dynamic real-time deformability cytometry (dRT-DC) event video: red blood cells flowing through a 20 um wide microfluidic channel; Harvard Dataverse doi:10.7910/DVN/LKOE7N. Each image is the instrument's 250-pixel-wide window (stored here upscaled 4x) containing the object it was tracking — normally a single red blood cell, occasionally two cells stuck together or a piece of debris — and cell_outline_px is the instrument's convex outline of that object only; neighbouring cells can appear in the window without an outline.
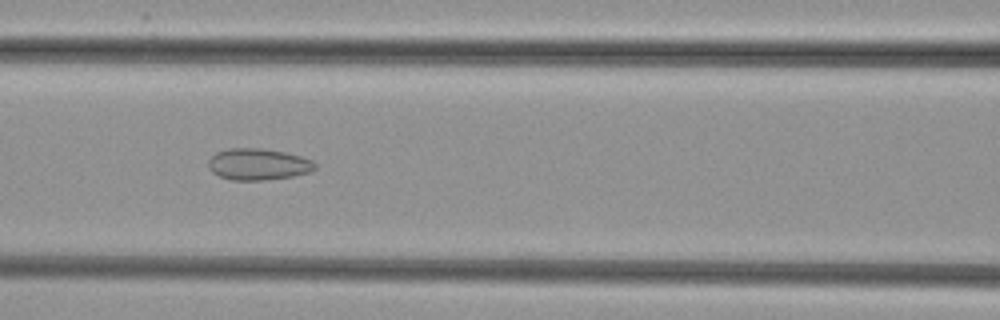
{"species": "common noctule bat (a hibernating species)", "species_latin": "Nyctalus noctula", "temperature_condition": "cold", "stored_images_in_passage": 46, "camera_frame_rate_fps": 3000, "um_per_image_px": 0.085, "animal": {"sex": "female", "body_mass_g": 29.2, "forearm_length_mm": 56.3}, "frame": {"image": 1, "passage_image": 17, "time_ms": 5.333, "image_size_px": [1000, 320], "cell_outline_px": [[316, 168], [308, 172], [292, 176], [260, 180], [232, 180], [220, 176], [212, 172], [208, 168], [208, 160], [216, 152], [228, 148], [260, 148], [284, 152], [300, 156], [312, 160], [316, 164]], "centroid_in_image_um": [21.91, 13.95], "position_along_channel_um": 144.7, "area_um2": 19.48}}
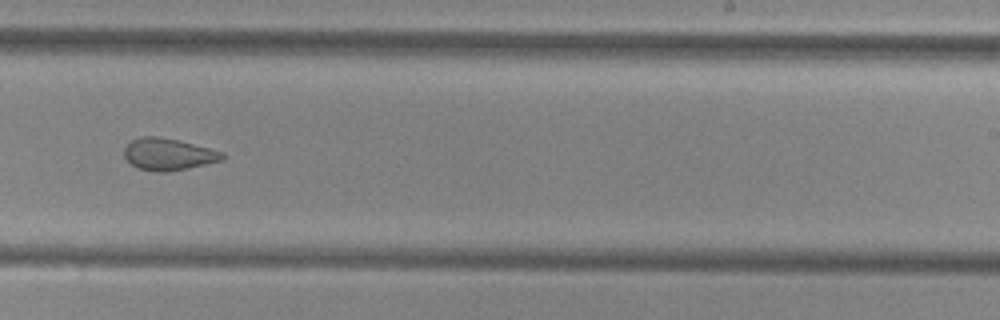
{"frame": {"image": 2, "passage_image": 27, "time_ms": 8.667, "image_size_px": [1000, 320], "cell_outline_px": [[224, 160], [164, 172], [156, 172], [140, 168], [132, 164], [124, 156], [124, 148], [132, 140], [140, 136], [156, 136], [176, 140], [224, 152]], "centroid_in_image_um": [14.29, 13.1], "position_along_channel_um": 274.7, "area_um2": 17.8}}
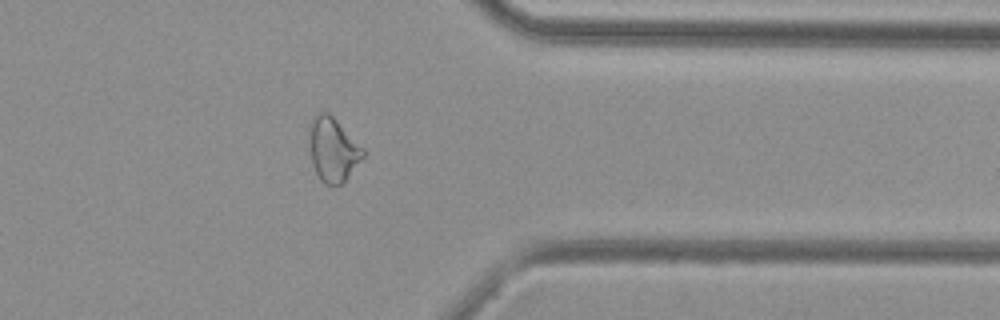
{"frame": {"image": 3, "passage_image": 36, "time_ms": 11.667, "image_size_px": [1000, 320], "cell_outline_px": [[364, 156], [344, 184], [324, 184], [320, 180], [312, 164], [308, 124], [320, 112], [328, 112], [364, 148]], "centroid_in_image_um": [28.31, 12.73], "position_along_channel_um": 383.1, "area_um2": 20.0}}